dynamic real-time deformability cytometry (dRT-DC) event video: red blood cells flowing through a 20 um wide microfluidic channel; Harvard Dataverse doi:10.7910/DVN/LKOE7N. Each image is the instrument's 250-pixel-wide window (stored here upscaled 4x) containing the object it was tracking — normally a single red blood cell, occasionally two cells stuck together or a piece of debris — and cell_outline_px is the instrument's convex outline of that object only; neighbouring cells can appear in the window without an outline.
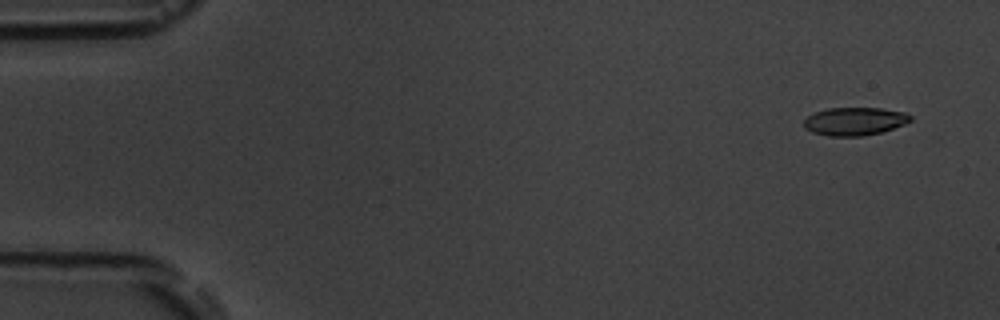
{"species": "common noctule bat (a hibernating species)", "species_latin": "Nyctalus noctula", "temperature_condition": "room temperature", "stored_images_in_passage": 5, "camera_frame_rate_fps": 3000, "um_per_image_px": 0.085, "animal": {"sex": "male", "body_mass_g": 19.5, "forearm_length_mm": 54.6}, "frame": {"image": 1, "passage_image": 1, "time_ms": 0.0, "image_size_px": [1000, 320], "cell_outline_px": [[912, 120], [904, 124], [880, 132], [864, 136], [828, 136], [812, 132], [804, 128], [804, 120], [808, 116], [816, 112], [828, 108], [880, 108], [904, 112], [912, 116]], "centroid_in_image_um": [72.63, 10.31], "position_along_channel_um": 12.4, "area_um2": 17.34}}
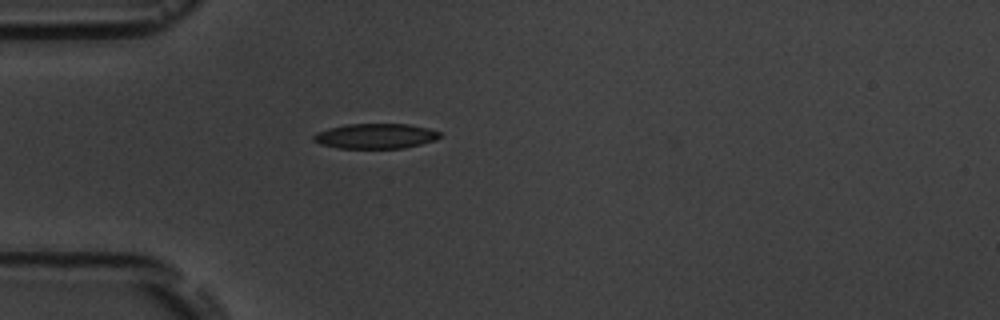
{"frame": {"image": 2, "passage_image": 5, "time_ms": 4.333, "image_size_px": [1000, 320], "cell_outline_px": [[440, 136], [436, 140], [404, 148], [336, 148], [320, 144], [312, 140], [312, 136], [316, 132], [328, 128], [344, 124], [408, 124], [428, 128], [440, 132]], "centroid_in_image_um": [31.88, 11.56], "position_along_channel_um": 53.1, "area_um2": 18.55}}